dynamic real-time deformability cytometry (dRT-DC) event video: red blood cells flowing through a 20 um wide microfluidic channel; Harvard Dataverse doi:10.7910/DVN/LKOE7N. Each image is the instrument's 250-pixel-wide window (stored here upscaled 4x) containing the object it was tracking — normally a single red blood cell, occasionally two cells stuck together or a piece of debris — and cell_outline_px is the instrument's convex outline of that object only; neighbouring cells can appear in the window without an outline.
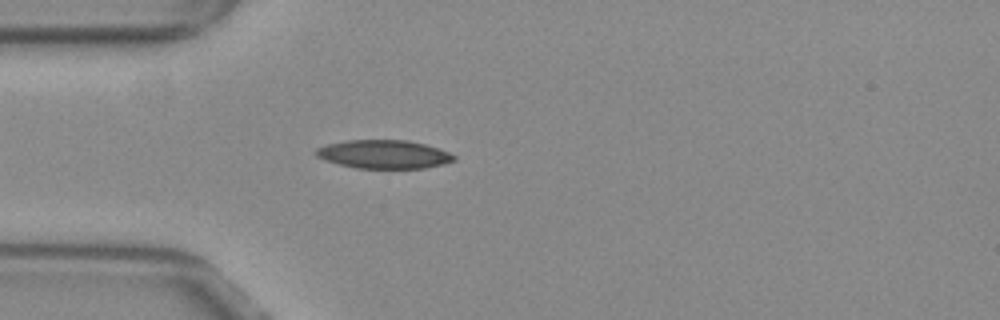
{"species": "common noctule bat (a hibernating species)", "species_latin": "Nyctalus noctula", "temperature_condition": "warm", "stored_images_in_passage": 50, "camera_frame_rate_fps": 3000, "um_per_image_px": 0.085, "animal": {"sex": "female", "body_mass_g": 29.2, "forearm_length_mm": 56.3}, "frame": {"image": 1, "passage_image": 11, "time_ms": 3.333, "image_size_px": [1000, 320], "cell_outline_px": [[456, 160], [444, 164], [424, 168], [356, 168], [324, 160], [316, 156], [312, 152], [316, 148], [328, 144], [348, 140], [408, 140], [424, 144], [448, 152], [456, 156]], "centroid_in_image_um": [32.6, 13.11], "position_along_channel_um": 52.4, "area_um2": 22.89}}
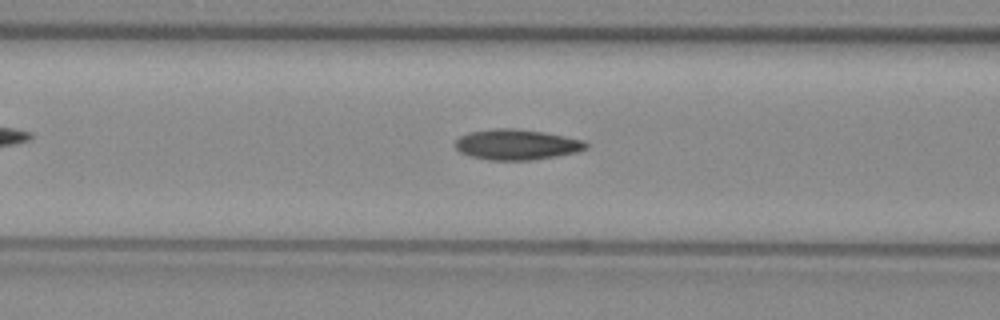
{"frame": {"image": 2, "passage_image": 17, "time_ms": 5.333, "image_size_px": [1000, 320], "cell_outline_px": [[588, 148], [576, 152], [556, 156], [532, 160], [488, 160], [472, 156], [460, 152], [456, 148], [456, 140], [460, 136], [468, 132], [496, 128], [512, 128], [544, 132], [584, 140], [588, 144]], "centroid_in_image_um": [43.93, 12.28], "position_along_channel_um": 122.7, "area_um2": 23.18}}
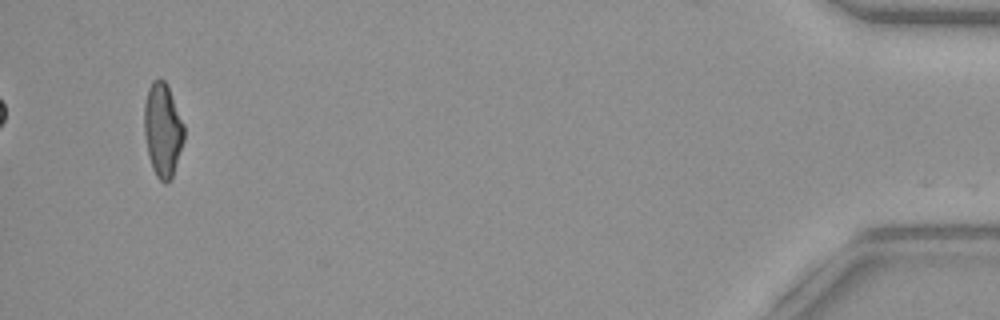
{"frame": {"image": 3, "passage_image": 47, "time_ms": 15.333, "image_size_px": [1000, 320], "cell_outline_px": [[184, 140], [172, 180], [164, 184], [156, 176], [152, 168], [148, 156], [144, 132], [144, 104], [148, 88], [152, 80], [160, 76], [164, 80], [168, 88], [184, 124]], "centroid_in_image_um": [13.82, 11.07], "position_along_channel_um": 421.4, "area_um2": 21.96}, "authors_computed_cell_mechanics": {"area_um2": 22.1374, "velocity_mm_per_s": 3.8642, "shape_relaxation_time_tau1_ms": null, "shape_relaxation_time_tau2_ms": 2.769, "deformation_change_tau1": null, "deformation_change_tau2": 0.1091}}